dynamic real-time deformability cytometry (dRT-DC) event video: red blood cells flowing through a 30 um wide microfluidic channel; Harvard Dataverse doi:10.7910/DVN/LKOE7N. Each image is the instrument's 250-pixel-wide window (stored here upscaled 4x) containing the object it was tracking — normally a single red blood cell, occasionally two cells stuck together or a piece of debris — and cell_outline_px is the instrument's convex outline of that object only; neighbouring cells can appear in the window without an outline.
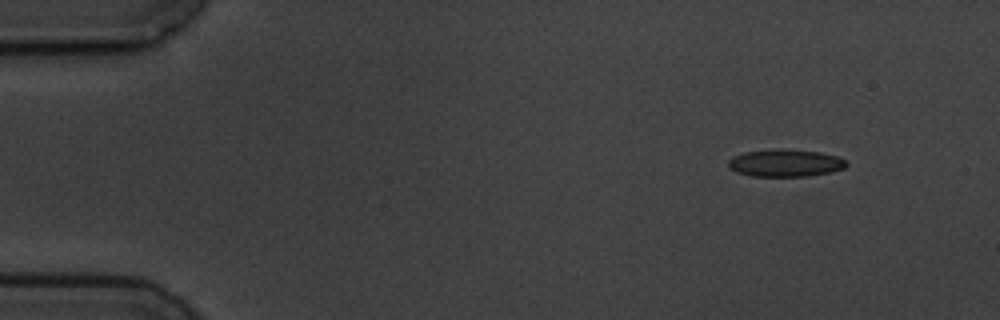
{"species": "common noctule bat (a hibernating species)", "species_latin": "Nyctalus noctula", "temperature_condition": "cold", "stored_images_in_passage": 3, "camera_frame_rate_fps": 3000, "um_per_image_px": 0.085, "animal": {"sex": "male", "body_mass_g": 19.5, "forearm_length_mm": 54.6}, "frame": {"image": 1, "passage_image": 1, "time_ms": 0.0, "image_size_px": [1000, 320], "cell_outline_px": [[848, 164], [844, 168], [828, 172], [808, 176], [752, 176], [736, 172], [728, 168], [728, 160], [732, 156], [744, 152], [776, 148], [780, 148], [820, 152], [836, 156], [844, 160]], "centroid_in_image_um": [66.69, 13.84], "position_along_channel_um": 18.3, "area_um2": 18.9}}
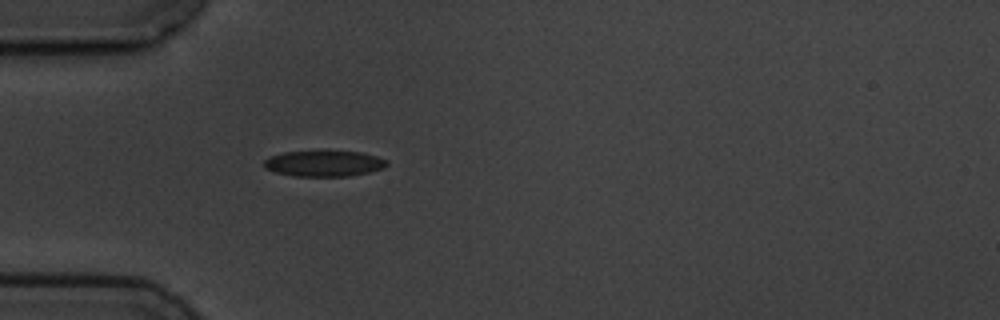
{"frame": {"image": 2, "passage_image": 3, "time_ms": 3.667, "image_size_px": [1000, 320], "cell_outline_px": [[388, 164], [384, 168], [368, 172], [348, 176], [292, 176], [276, 172], [264, 168], [264, 160], [272, 156], [284, 152], [360, 152], [376, 156], [388, 160]], "centroid_in_image_um": [27.55, 13.91], "position_along_channel_um": 57.4, "area_um2": 18.21}}